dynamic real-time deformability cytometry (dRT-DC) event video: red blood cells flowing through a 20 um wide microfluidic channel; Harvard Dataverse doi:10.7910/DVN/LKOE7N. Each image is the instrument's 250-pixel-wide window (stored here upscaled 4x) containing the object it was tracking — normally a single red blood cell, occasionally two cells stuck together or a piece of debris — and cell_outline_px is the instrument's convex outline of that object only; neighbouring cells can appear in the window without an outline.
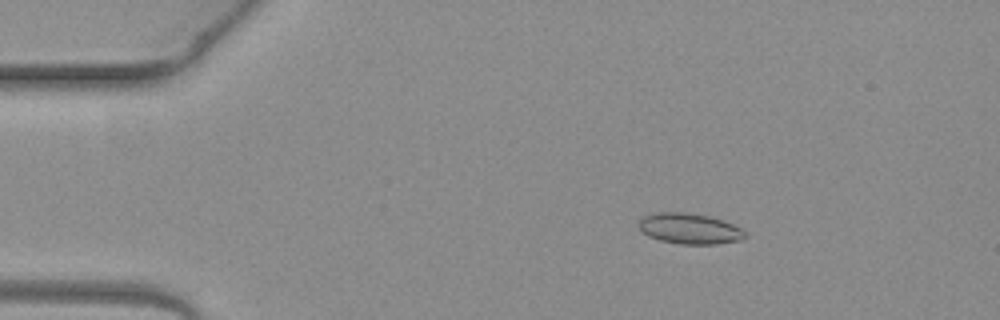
{"species": "common noctule bat (a hibernating species)", "species_latin": "Nyctalus noctula", "temperature_condition": "warm", "stored_images_in_passage": 3, "camera_frame_rate_fps": 3000, "um_per_image_px": 0.085, "animal": {"sex": "female", "body_mass_g": 19.3, "forearm_length_mm": 54.1}, "frame": {"image": 1, "passage_image": 1, "time_ms": 0.0, "image_size_px": [1000, 320], "cell_outline_px": [[748, 236], [740, 240], [716, 244], [680, 244], [660, 240], [648, 236], [640, 232], [636, 224], [644, 216], [652, 212], [684, 212], [708, 216], [724, 220], [740, 228]], "centroid_in_image_um": [58.56, 19.43], "position_along_channel_um": 26.4, "area_um2": 19.19}}
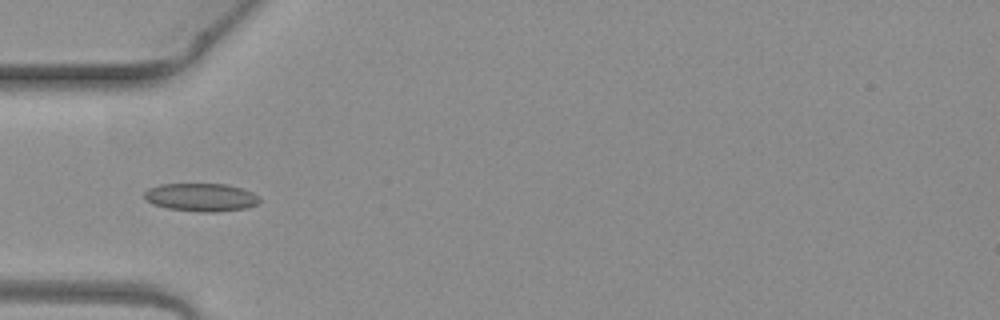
{"frame": {"image": 2, "passage_image": 3, "time_ms": 0.667, "image_size_px": [1000, 320], "cell_outline_px": [[260, 200], [256, 204], [244, 208], [216, 212], [200, 212], [168, 208], [152, 204], [144, 200], [144, 192], [160, 184], [224, 184], [240, 188], [252, 192], [260, 196]], "centroid_in_image_um": [17.08, 16.77], "position_along_channel_um": 67.9, "area_um2": 18.73}}